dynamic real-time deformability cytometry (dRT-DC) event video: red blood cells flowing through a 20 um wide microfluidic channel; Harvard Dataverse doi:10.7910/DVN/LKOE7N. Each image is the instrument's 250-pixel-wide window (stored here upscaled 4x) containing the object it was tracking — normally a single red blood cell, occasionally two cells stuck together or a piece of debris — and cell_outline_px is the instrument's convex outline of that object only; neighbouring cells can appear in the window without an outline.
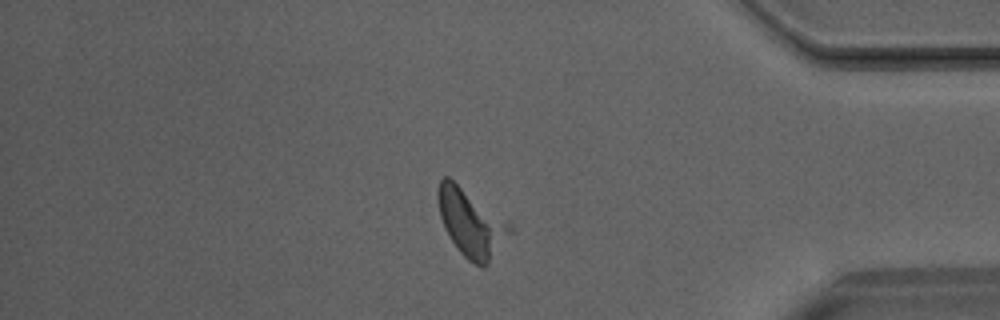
{"species": "Egyptian fruit bat (a non-hibernating species)", "species_latin": "Rousettus aegyptiacus", "temperature_condition": "room temperature", "stored_images_in_passage": 46, "camera_frame_rate_fps": 3000, "um_per_image_px": 0.085, "animal": {"sex": "male"}, "frame": {"image": 1, "passage_image": 39, "time_ms": 12.667, "image_size_px": [1000, 320], "cell_outline_px": [[516, 232], [488, 264], [484, 268], [480, 268], [468, 260], [456, 248], [444, 228], [440, 216], [436, 196], [436, 192], [440, 180], [444, 176], [448, 176], [508, 224]], "centroid_in_image_um": [40.04, 19.02], "position_along_channel_um": 395.2, "area_um2": 28.03}}
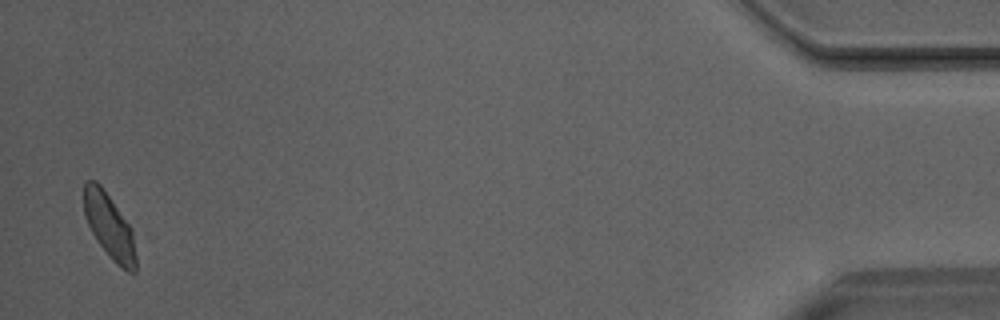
{"frame": {"image": 2, "passage_image": 45, "time_ms": 14.667, "image_size_px": [1000, 320], "cell_outline_px": [[136, 272], [128, 272], [120, 268], [112, 260], [96, 240], [84, 216], [84, 180], [96, 180], [100, 184], [132, 228], [136, 256]], "centroid_in_image_um": [9.29, 19.24], "position_along_channel_um": 425.9, "area_um2": 19.77}}